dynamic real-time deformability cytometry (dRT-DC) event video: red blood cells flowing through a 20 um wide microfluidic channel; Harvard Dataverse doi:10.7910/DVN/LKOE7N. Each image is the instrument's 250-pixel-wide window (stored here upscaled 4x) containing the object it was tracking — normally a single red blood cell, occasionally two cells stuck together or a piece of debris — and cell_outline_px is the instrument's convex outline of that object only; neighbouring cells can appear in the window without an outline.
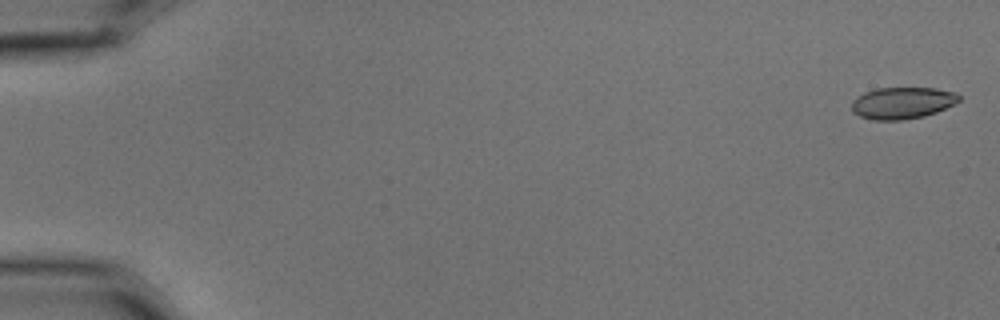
{"species": "common noctule bat (a hibernating species)", "species_latin": "Nyctalus noctula", "temperature_condition": "cold", "stored_images_in_passage": 5, "camera_frame_rate_fps": 3000, "um_per_image_px": 0.085, "animal": {"sex": "male", "body_mass_g": 15.6}, "frame": {"image": 1, "passage_image": 1, "time_ms": 0.0, "image_size_px": [1000, 320], "cell_outline_px": [[960, 100], [956, 104], [936, 112], [924, 116], [900, 120], [872, 120], [860, 116], [852, 112], [852, 100], [856, 96], [864, 92], [876, 88], [936, 88], [956, 92], [960, 96]], "centroid_in_image_um": [76.7, 8.74], "position_along_channel_um": 8.3, "area_um2": 20.06}}
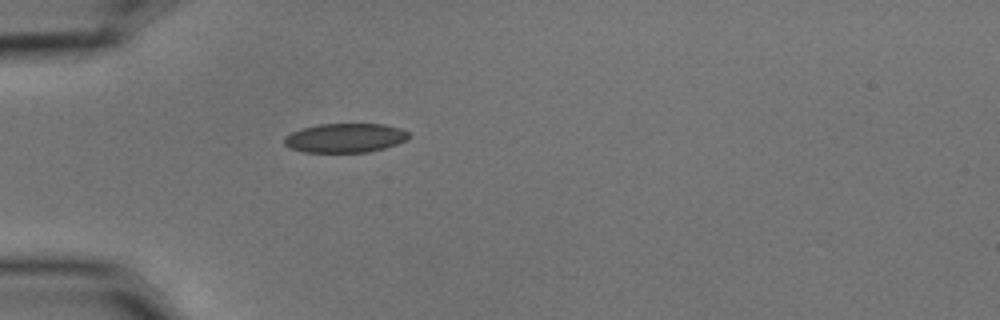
{"frame": {"image": 2, "passage_image": 5, "time_ms": 1.333, "image_size_px": [1000, 320], "cell_outline_px": [[408, 136], [404, 140], [396, 144], [384, 148], [368, 152], [304, 152], [288, 148], [284, 144], [284, 136], [300, 128], [320, 124], [384, 124], [400, 128], [408, 132]], "centroid_in_image_um": [29.28, 11.72], "position_along_channel_um": 55.7, "area_um2": 21.15}}